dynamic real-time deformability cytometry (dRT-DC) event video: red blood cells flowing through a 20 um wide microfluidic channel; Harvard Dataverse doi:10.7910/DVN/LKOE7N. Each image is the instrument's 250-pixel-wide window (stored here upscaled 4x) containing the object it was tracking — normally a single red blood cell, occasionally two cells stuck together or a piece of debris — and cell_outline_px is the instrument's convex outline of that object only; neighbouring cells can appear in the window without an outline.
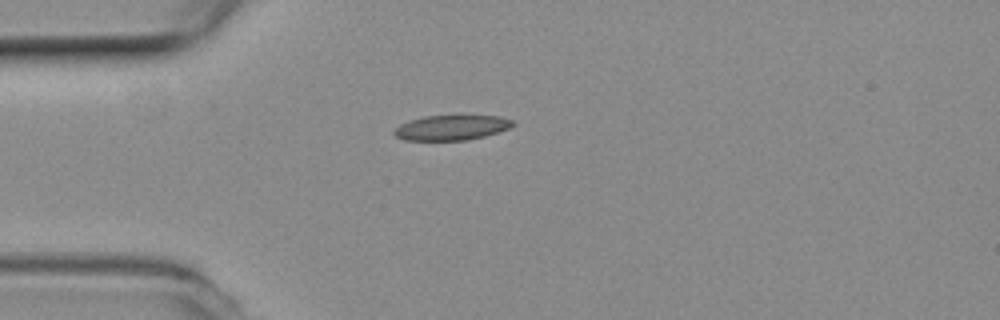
{"species": "common noctule bat (a hibernating species)", "species_latin": "Nyctalus noctula", "temperature_condition": "room temperature", "stored_images_in_passage": 35, "camera_frame_rate_fps": 3000, "um_per_image_px": 0.085, "animal": {"sex": "female", "body_mass_g": 19.3, "forearm_length_mm": 54.1}, "frame": {"image": 1, "passage_image": 1, "time_ms": 0.0, "image_size_px": [1000, 320], "cell_outline_px": [[516, 124], [508, 128], [484, 136], [464, 140], [404, 140], [396, 136], [392, 132], [400, 124], [424, 116], [500, 116], [512, 120]], "centroid_in_image_um": [38.36, 10.85], "position_along_channel_um": 46.6, "area_um2": 16.99}}
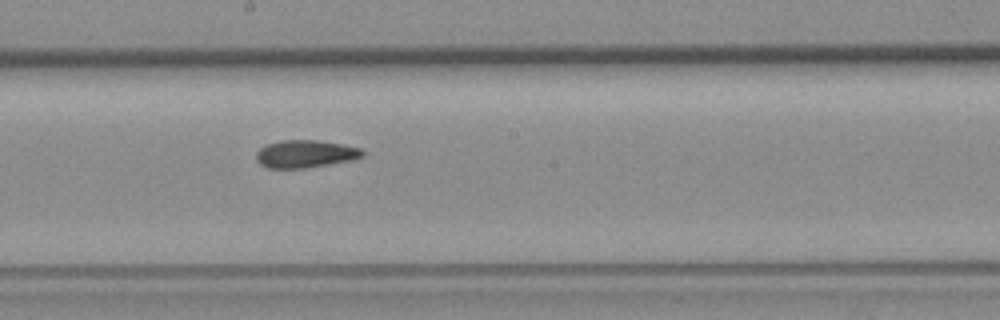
{"frame": {"image": 2, "passage_image": 16, "time_ms": 5.0, "image_size_px": [1000, 320], "cell_outline_px": [[364, 156], [356, 160], [304, 168], [268, 168], [260, 164], [256, 160], [256, 152], [260, 148], [268, 144], [280, 140], [316, 140], [340, 144], [360, 148], [364, 152]], "centroid_in_image_um": [25.96, 13.09], "position_along_channel_um": 222.2, "area_um2": 17.17}}
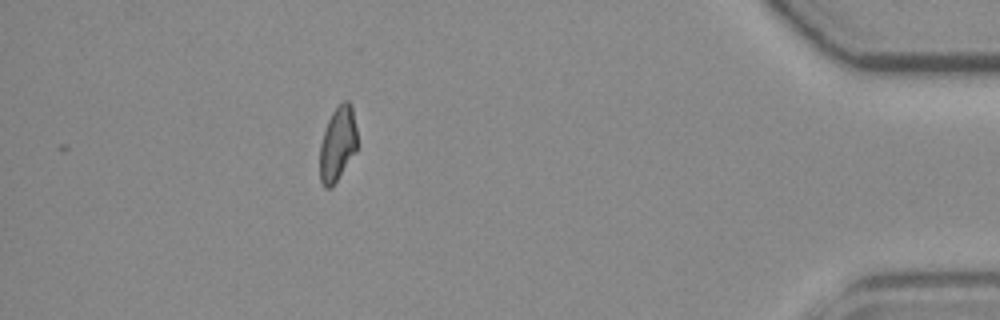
{"frame": {"image": 3, "passage_image": 35, "time_ms": 11.333, "image_size_px": [1000, 320], "cell_outline_px": [[356, 148], [332, 188], [324, 188], [320, 180], [320, 144], [328, 120], [332, 112], [344, 100], [348, 100], [352, 104], [356, 128]], "centroid_in_image_um": [28.68, 12.21], "position_along_channel_um": 406.5, "area_um2": 15.95}, "authors_computed_cell_mechanics": {"area_um2": 17.051, "velocity_mm_per_s": 3.8027, "shape_relaxation_time_tau1_ms": null, "shape_relaxation_time_tau2_ms": 3.1799, "deformation_change_tau1": null, "deformation_change_tau2": 0.0819}}